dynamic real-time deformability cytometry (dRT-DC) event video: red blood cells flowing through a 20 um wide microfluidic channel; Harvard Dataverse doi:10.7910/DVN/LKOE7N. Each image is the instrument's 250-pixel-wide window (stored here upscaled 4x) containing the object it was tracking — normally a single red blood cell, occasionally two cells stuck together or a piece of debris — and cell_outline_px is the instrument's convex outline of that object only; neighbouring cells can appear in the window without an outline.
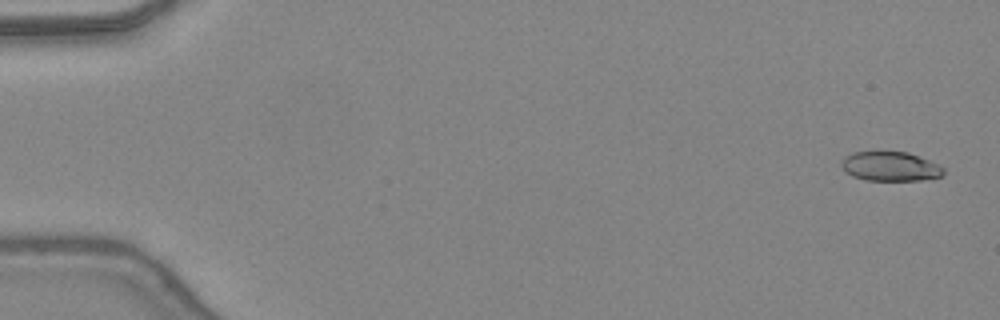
{"species": "common noctule bat (a hibernating species)", "species_latin": "Nyctalus noctula", "temperature_condition": "warm", "stored_images_in_passage": 47, "camera_frame_rate_fps": 3000, "um_per_image_px": 0.085, "animal": {"sex": "female", "body_mass_g": 24.6, "forearm_length_mm": 56.2}, "frame": {"image": 1, "passage_image": 1, "time_ms": 0.0, "image_size_px": [1000, 320], "cell_outline_px": [[944, 172], [940, 176], [920, 180], [864, 180], [852, 176], [844, 172], [840, 164], [844, 156], [852, 152], [908, 152], [928, 160], [944, 168]], "centroid_in_image_um": [75.61, 14.14], "position_along_channel_um": 9.4, "area_um2": 17.4}}
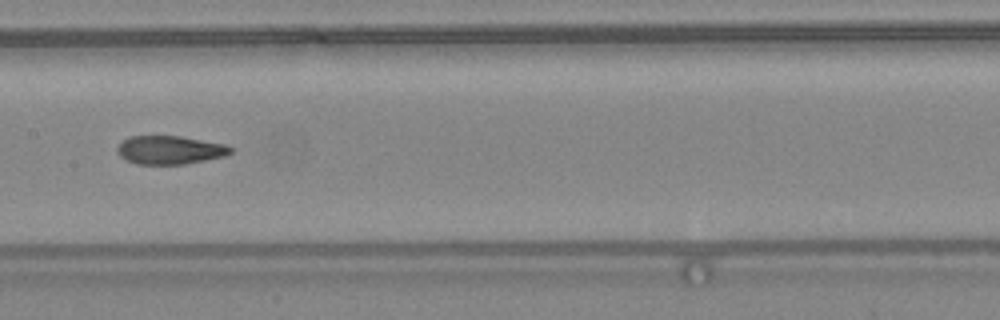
{"frame": {"image": 2, "passage_image": 24, "time_ms": 7.667, "image_size_px": [1000, 320], "cell_outline_px": [[232, 152], [224, 156], [184, 164], [136, 164], [124, 160], [116, 152], [116, 148], [128, 136], [180, 136], [224, 144], [232, 148]], "centroid_in_image_um": [14.39, 12.75], "position_along_channel_um": 193.0, "area_um2": 18.73}}
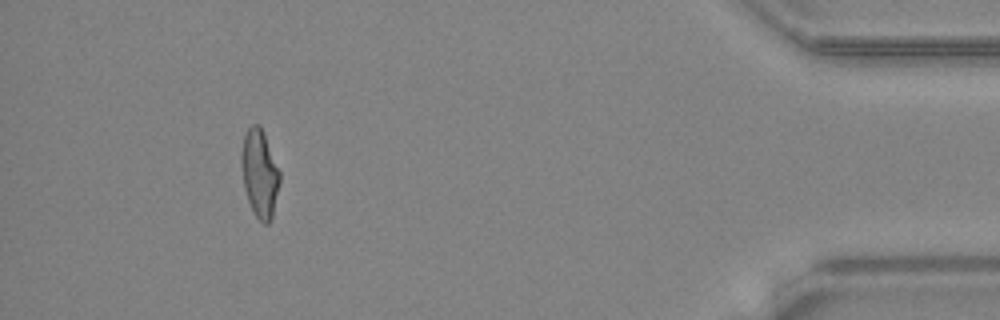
{"frame": {"image": 3, "passage_image": 43, "time_ms": 14.0, "image_size_px": [1000, 320], "cell_outline_px": [[280, 184], [272, 220], [268, 224], [264, 224], [252, 212], [244, 188], [240, 164], [240, 152], [244, 136], [248, 128], [252, 124], [260, 124], [264, 132], [280, 172]], "centroid_in_image_um": [22.06, 14.75], "position_along_channel_um": 413.1, "area_um2": 20.06}, "authors_computed_cell_mechanics": {"area_um2": 19.363, "velocity_mm_per_s": 4.4252, "shape_relaxation_time_tau1_ms": null, "shape_relaxation_time_tau2_ms": 1.629, "deformation_change_tau1": null, "deformation_change_tau2": 0.0846}}